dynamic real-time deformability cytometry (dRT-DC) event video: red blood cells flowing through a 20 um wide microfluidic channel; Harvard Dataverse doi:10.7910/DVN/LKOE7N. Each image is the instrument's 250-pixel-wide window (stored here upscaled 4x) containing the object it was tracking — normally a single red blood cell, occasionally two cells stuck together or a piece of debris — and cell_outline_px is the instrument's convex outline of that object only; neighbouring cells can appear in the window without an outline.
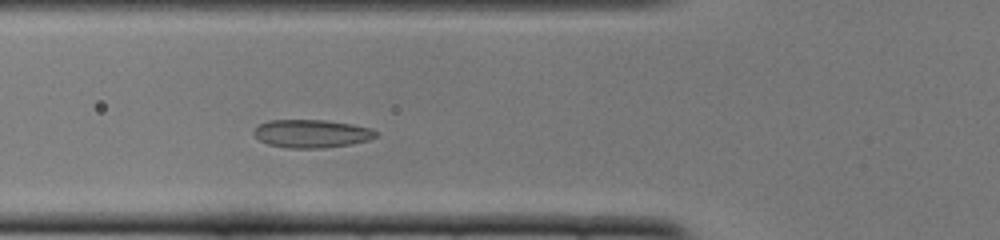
{"species": "common noctule bat (a hibernating species)", "species_latin": "Nyctalus noctula", "temperature_condition": "cold", "stored_images_in_passage": 44, "camera_frame_rate_fps": 3000, "um_per_image_px": 0.085, "animal": {"sex": "female", "body_mass_g": 22.0, "forearm_length_mm": 56.7}, "frame": {"image": 1, "passage_image": 11, "time_ms": 3.333, "image_size_px": [1000, 240], "cell_outline_px": [[380, 132], [376, 136], [368, 140], [352, 144], [324, 148], [288, 148], [268, 144], [260, 140], [252, 132], [260, 124], [268, 120], [324, 120], [352, 124], [372, 128]], "centroid_in_image_um": [26.52, 11.36], "position_along_channel_um": 99.3, "area_um2": 20.06}}
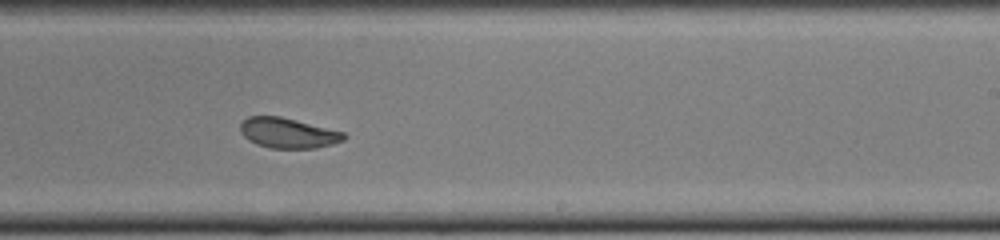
{"frame": {"image": 2, "passage_image": 24, "time_ms": 7.667, "image_size_px": [1000, 240], "cell_outline_px": [[348, 136], [344, 140], [332, 144], [316, 148], [272, 148], [256, 144], [248, 140], [240, 132], [240, 124], [248, 116], [280, 116], [344, 132]], "centroid_in_image_um": [24.48, 11.31], "position_along_channel_um": 264.5, "area_um2": 18.21}}
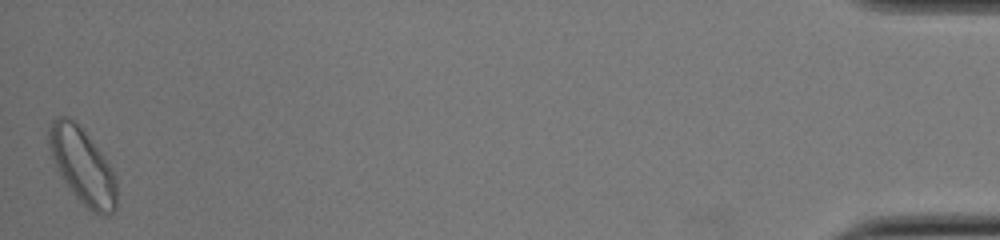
{"frame": {"image": 3, "passage_image": 44, "time_ms": 14.333, "image_size_px": [1000, 240], "cell_outline_px": [[116, 208], [108, 216], [100, 216], [92, 212], [72, 192], [64, 180], [52, 156], [48, 144], [48, 128], [52, 120], [56, 116], [68, 116], [84, 128], [112, 168], [116, 176]], "centroid_in_image_um": [7.03, 14.07], "position_along_channel_um": 428.2, "area_um2": 29.88}, "authors_computed_cell_mechanics": {"area_um2": 19.941, "velocity_mm_per_s": 3.8268, "shape_relaxation_time_tau1_ms": 5.4647, "shape_relaxation_time_tau2_ms": 2.5222, "deformation_change_tau1": 0.1081, "deformation_change_tau2": 0.0583}}